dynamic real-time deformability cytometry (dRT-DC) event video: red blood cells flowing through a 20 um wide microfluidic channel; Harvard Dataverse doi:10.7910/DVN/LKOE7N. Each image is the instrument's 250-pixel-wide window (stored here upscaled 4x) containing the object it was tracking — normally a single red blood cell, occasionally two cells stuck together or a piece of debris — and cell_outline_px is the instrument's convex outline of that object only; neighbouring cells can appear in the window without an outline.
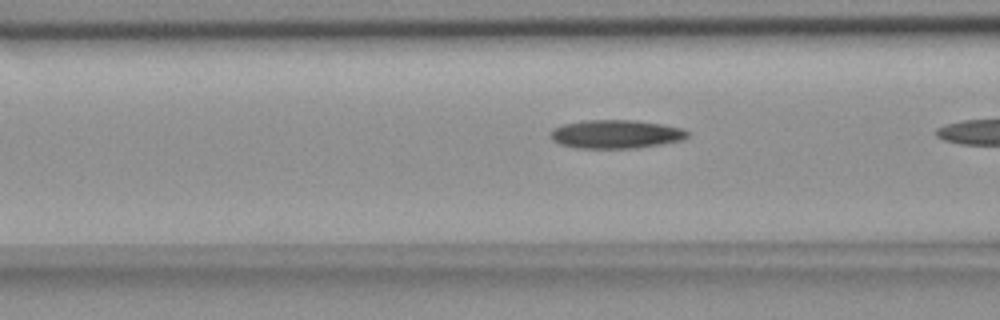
{"species": "common noctule bat (a hibernating species)", "species_latin": "Nyctalus noctula", "temperature_condition": "room temperature", "stored_images_in_passage": 20, "camera_frame_rate_fps": 3000, "um_per_image_px": 0.085, "animal": {"sex": "female", "body_mass_g": 18.4}, "frame": {"image": 1, "passage_image": 19, "time_ms": 6.0, "image_size_px": [1000, 320], "cell_outline_px": [[688, 136], [684, 140], [636, 148], [576, 148], [560, 144], [552, 140], [552, 132], [556, 128], [564, 124], [584, 120], [632, 120], [664, 124], [684, 128], [688, 132]], "centroid_in_image_um": [52.41, 11.4], "position_along_channel_um": 114.2, "area_um2": 22.72}}